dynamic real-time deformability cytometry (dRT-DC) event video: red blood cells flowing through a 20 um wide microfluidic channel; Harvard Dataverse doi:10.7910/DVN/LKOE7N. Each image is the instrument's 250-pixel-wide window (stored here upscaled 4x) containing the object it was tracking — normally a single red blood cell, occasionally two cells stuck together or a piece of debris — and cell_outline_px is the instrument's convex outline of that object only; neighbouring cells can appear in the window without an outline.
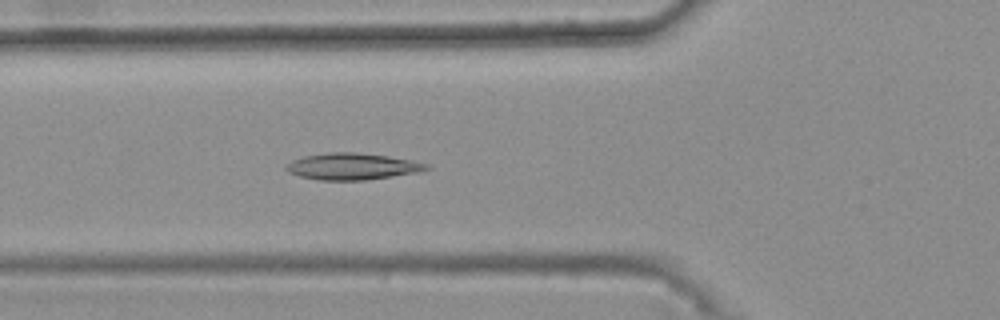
{"species": "common noctule bat (a hibernating species)", "species_latin": "Nyctalus noctula", "temperature_condition": "warm", "stored_images_in_passage": 47, "camera_frame_rate_fps": 3000, "um_per_image_px": 0.085, "animal": {"sex": "female", "body_mass_g": 25.1}, "frame": {"image": 1, "passage_image": 20, "time_ms": 6.333, "image_size_px": [1000, 320], "cell_outline_px": [[432, 168], [416, 172], [392, 176], [364, 180], [320, 180], [300, 176], [288, 172], [284, 168], [292, 160], [304, 156], [328, 152], [356, 152], [388, 156], [412, 160], [428, 164]], "centroid_in_image_um": [29.93, 14.14], "position_along_channel_um": 95.9, "area_um2": 21.62}}
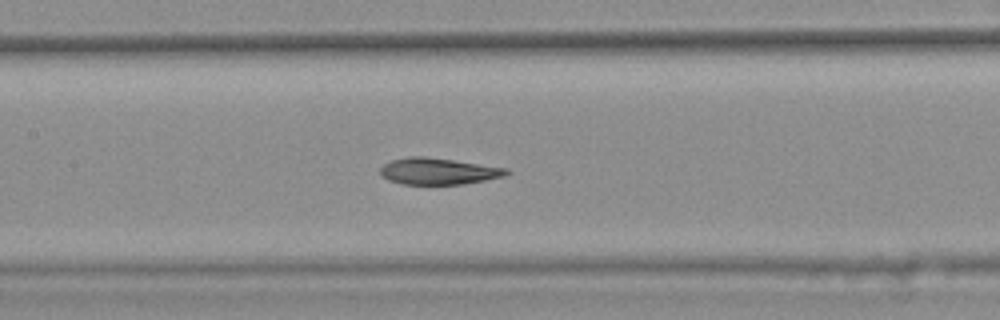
{"frame": {"image": 2, "passage_image": 26, "time_ms": 8.333, "image_size_px": [1000, 320], "cell_outline_px": [[512, 172], [504, 176], [464, 184], [404, 184], [388, 180], [380, 176], [380, 168], [384, 164], [392, 160], [408, 156], [424, 156], [508, 168]], "centroid_in_image_um": [37.24, 14.55], "position_along_channel_um": 170.2, "area_um2": 19.48}}
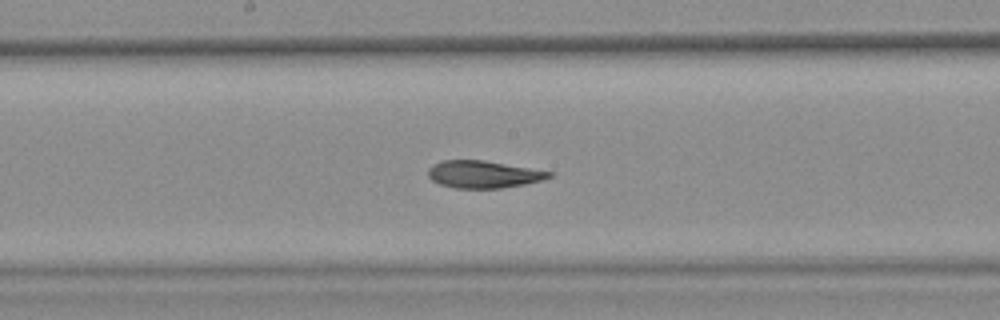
{"frame": {"image": 3, "passage_image": 29, "time_ms": 9.333, "image_size_px": [1000, 320], "cell_outline_px": [[552, 176], [540, 180], [524, 184], [500, 188], [456, 188], [440, 184], [432, 180], [428, 176], [428, 168], [432, 164], [440, 160], [484, 160], [552, 172]], "centroid_in_image_um": [41.03, 14.81], "position_along_channel_um": 207.2, "area_um2": 19.07}, "authors_computed_cell_mechanics": {"area_um2": 20.3456, "velocity_mm_per_s": 3.7054, "shape_relaxation_time_tau1_ms": null, "shape_relaxation_time_tau2_ms": 4.1734, "deformation_change_tau1": null, "deformation_change_tau2": 0.112}}